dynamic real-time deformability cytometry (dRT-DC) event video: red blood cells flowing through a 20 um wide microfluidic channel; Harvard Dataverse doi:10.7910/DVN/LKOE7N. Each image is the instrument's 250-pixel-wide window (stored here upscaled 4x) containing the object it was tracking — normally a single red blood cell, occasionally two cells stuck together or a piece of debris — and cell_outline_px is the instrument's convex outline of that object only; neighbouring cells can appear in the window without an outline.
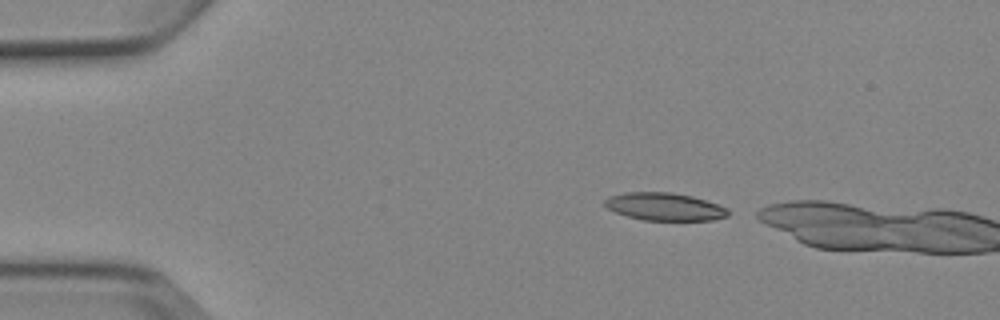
{"species": "Egyptian fruit bat (a non-hibernating species)", "species_latin": "Rousettus aegyptiacus", "temperature_condition": "cold", "stored_images_in_passage": 2, "camera_frame_rate_fps": 3000, "um_per_image_px": 0.085, "animal": {"sex": "female"}, "frame": {"image": 1, "passage_image": 1, "time_ms": 0.0, "image_size_px": [1000, 320], "cell_outline_px": [[728, 216], [712, 220], [644, 220], [628, 216], [616, 212], [608, 208], [604, 204], [604, 200], [608, 196], [624, 192], [672, 192], [692, 196], [728, 208]], "centroid_in_image_um": [56.47, 17.56], "position_along_channel_um": 28.5, "area_um2": 19.83}}